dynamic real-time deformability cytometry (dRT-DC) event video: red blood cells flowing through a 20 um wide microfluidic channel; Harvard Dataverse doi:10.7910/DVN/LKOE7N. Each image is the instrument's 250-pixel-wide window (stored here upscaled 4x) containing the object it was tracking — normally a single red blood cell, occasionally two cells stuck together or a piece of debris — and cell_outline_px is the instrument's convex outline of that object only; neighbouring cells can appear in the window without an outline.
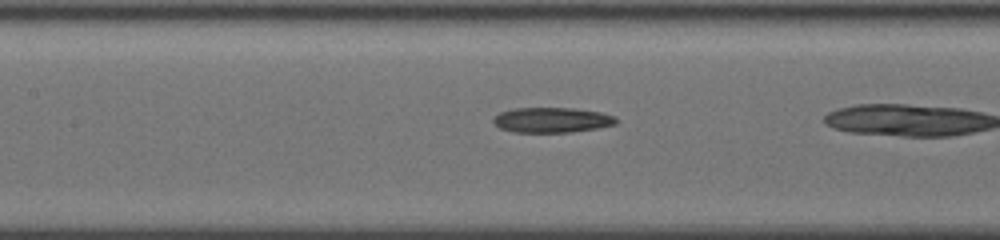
{"species": "common noctule bat (a hibernating species)", "species_latin": "Nyctalus noctula", "temperature_condition": "cold", "stored_images_in_passage": 30, "camera_frame_rate_fps": 3000, "um_per_image_px": 0.085, "animal": {"sex": "female", "body_mass_g": 19.5, "forearm_length_mm": 54.1}, "frame": {"image": 1, "passage_image": 26, "time_ms": 8.333, "image_size_px": [1000, 240], "cell_outline_px": [[616, 124], [596, 128], [572, 132], [512, 132], [500, 128], [492, 120], [500, 112], [512, 108], [572, 108], [600, 112], [616, 116]], "centroid_in_image_um": [46.9, 10.2], "position_along_channel_um": 160.5, "area_um2": 17.92}}